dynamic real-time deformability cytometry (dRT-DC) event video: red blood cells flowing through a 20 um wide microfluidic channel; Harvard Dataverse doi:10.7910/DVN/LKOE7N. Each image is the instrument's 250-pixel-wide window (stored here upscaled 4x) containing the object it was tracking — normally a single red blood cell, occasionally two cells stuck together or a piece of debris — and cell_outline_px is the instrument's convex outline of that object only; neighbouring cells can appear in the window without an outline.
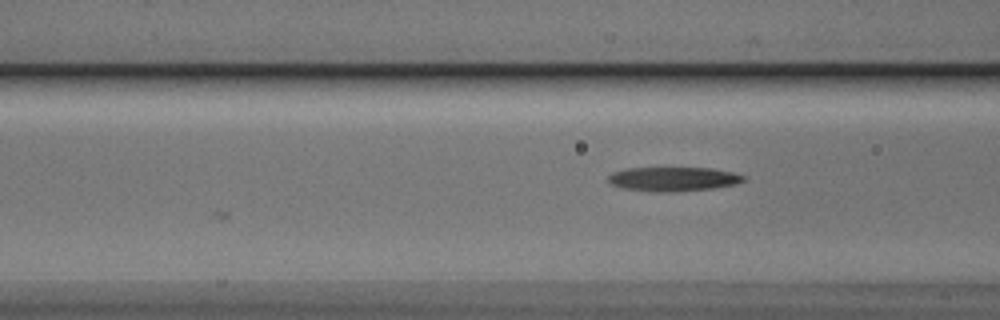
{"species": "Egyptian fruit bat (a non-hibernating species)", "species_latin": "Rousettus aegyptiacus", "temperature_condition": "cold", "stored_images_in_passage": 4, "camera_frame_rate_fps": 3000, "um_per_image_px": 0.085, "animal": {"sex": "male"}, "frame": {"image": 1, "passage_image": 4, "time_ms": 1.0, "image_size_px": [1000, 320], "cell_outline_px": [[744, 180], [736, 184], [712, 188], [668, 192], [656, 192], [624, 188], [612, 184], [608, 180], [608, 176], [612, 172], [624, 168], [712, 168], [732, 172], [744, 176]], "centroid_in_image_um": [57.2, 15.21], "position_along_channel_um": 109.4, "area_um2": 18.9}}